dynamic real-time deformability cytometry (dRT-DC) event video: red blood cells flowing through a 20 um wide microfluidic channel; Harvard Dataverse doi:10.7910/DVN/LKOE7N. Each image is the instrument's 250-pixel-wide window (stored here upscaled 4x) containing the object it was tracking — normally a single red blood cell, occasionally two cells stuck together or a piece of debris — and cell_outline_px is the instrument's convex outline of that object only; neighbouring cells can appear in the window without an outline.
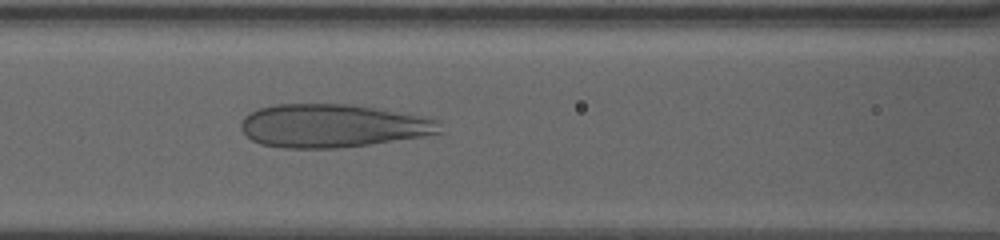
{"species": "human", "species_latin": "Homo sapiens", "temperature_condition": "warm", "stored_images_in_passage": 47, "camera_frame_rate_fps": 3000, "um_per_image_px": 0.085, "donor": {"sex": "female"}, "frame": {"image": 1, "passage_image": 14, "time_ms": 4.333, "image_size_px": [1000, 240], "cell_outline_px": [[444, 132], [424, 136], [340, 148], [284, 148], [260, 144], [252, 140], [240, 128], [240, 124], [244, 116], [260, 108], [276, 104], [352, 104], [376, 108], [436, 120]], "centroid_in_image_um": [28.22, 10.7], "position_along_channel_um": 138.4, "area_um2": 49.71}}
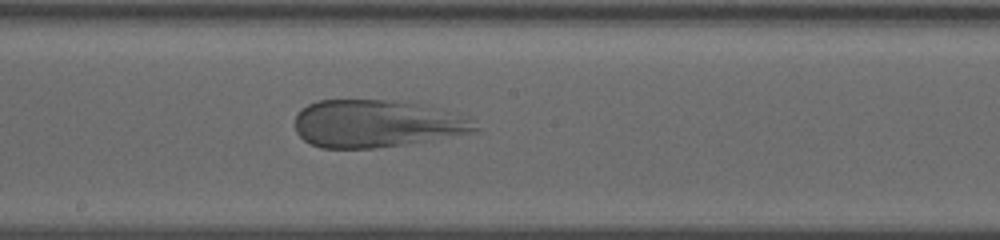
{"frame": {"image": 2, "passage_image": 21, "time_ms": 6.667, "image_size_px": [1000, 240], "cell_outline_px": [[480, 128], [476, 132], [376, 148], [320, 148], [304, 140], [296, 132], [296, 116], [300, 108], [308, 104], [320, 100], [392, 100], [416, 104], [432, 108], [468, 120]], "centroid_in_image_um": [31.87, 10.52], "position_along_channel_um": 216.3, "area_um2": 48.73}}
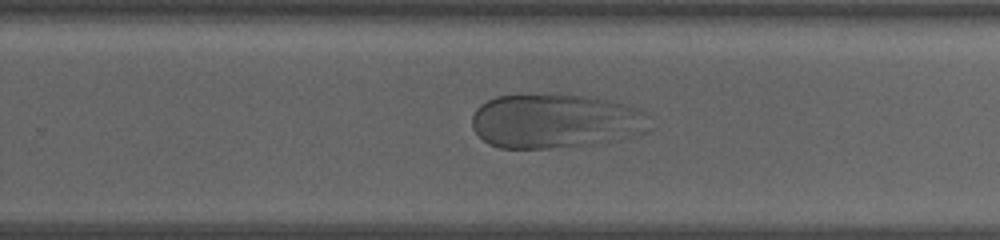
{"frame": {"image": 3, "passage_image": 27, "time_ms": 8.667, "image_size_px": [1000, 240], "cell_outline_px": [[652, 128], [648, 132], [616, 140], [588, 144], [548, 148], [500, 148], [488, 144], [472, 128], [472, 116], [476, 108], [480, 104], [496, 96], [552, 92], [556, 92], [584, 96], [608, 100], [636, 108], [648, 112], [652, 116]], "centroid_in_image_um": [47.25, 10.26], "position_along_channel_um": 282.6, "area_um2": 57.4}}